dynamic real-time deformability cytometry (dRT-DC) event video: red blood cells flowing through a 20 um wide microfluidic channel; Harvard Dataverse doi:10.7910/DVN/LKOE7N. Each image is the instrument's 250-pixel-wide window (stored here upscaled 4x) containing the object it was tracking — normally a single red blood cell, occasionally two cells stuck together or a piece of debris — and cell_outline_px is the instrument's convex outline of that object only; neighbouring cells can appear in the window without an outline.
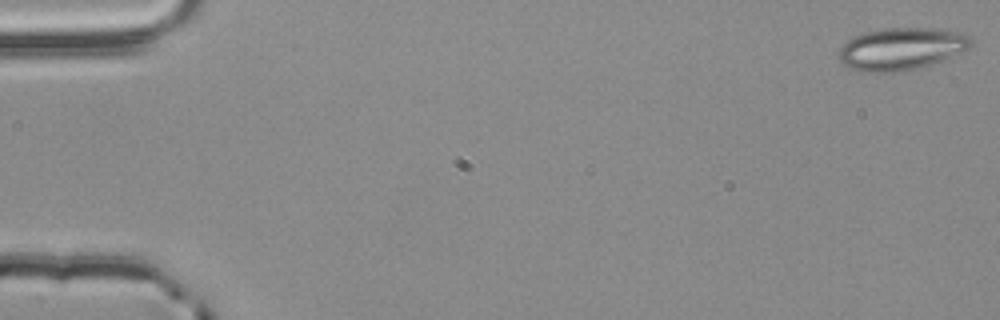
{"species": "common noctule bat (a hibernating species)", "species_latin": "Nyctalus noctula", "temperature_condition": "room temperature", "stored_images_in_passage": 4, "camera_frame_rate_fps": 3000, "um_per_image_px": 0.085, "animal": {"sex": "male", "body_mass_g": 20.4}, "frame": {"image": 1, "passage_image": 1, "time_ms": 0.0, "image_size_px": [1000, 320], "cell_outline_px": [[972, 44], [968, 48], [960, 52], [940, 60], [916, 68], [892, 72], [868, 72], [848, 68], [840, 60], [840, 48], [848, 40], [864, 32], [884, 28], [936, 28], [964, 32], [972, 40]], "centroid_in_image_um": [76.62, 4.13], "position_along_channel_um": 8.4, "area_um2": 32.14}}